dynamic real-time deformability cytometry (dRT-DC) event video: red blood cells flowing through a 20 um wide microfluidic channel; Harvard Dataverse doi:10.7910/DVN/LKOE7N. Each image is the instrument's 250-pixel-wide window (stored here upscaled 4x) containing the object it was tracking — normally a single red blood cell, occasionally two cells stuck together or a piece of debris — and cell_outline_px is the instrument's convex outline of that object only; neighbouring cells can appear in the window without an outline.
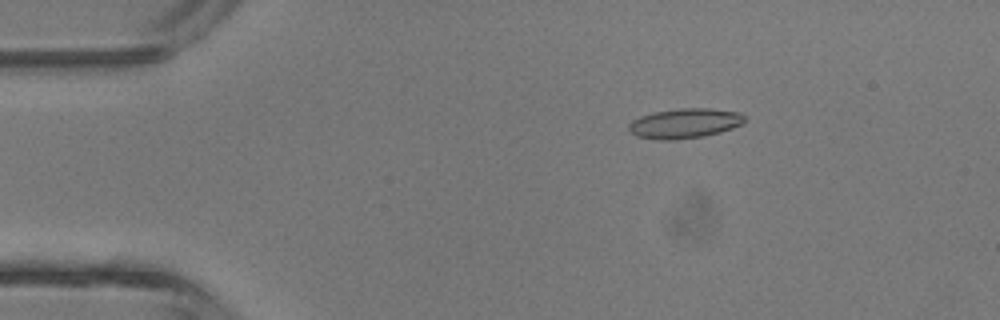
{"species": "common noctule bat (a hibernating species)", "species_latin": "Nyctalus noctula", "temperature_condition": "room temperature", "stored_images_in_passage": 6, "camera_frame_rate_fps": 3000, "um_per_image_px": 0.085, "animal": {"sex": "male", "body_mass_g": 13.3}, "frame": {"image": 1, "passage_image": 3, "time_ms": 2.333, "image_size_px": [1000, 320], "cell_outline_px": [[748, 120], [732, 128], [720, 132], [704, 136], [676, 140], [660, 140], [636, 136], [628, 128], [628, 124], [632, 120], [640, 116], [656, 112], [680, 108], [708, 108], [740, 112]], "centroid_in_image_um": [58.21, 10.48], "position_along_channel_um": 26.8, "area_um2": 20.17}}
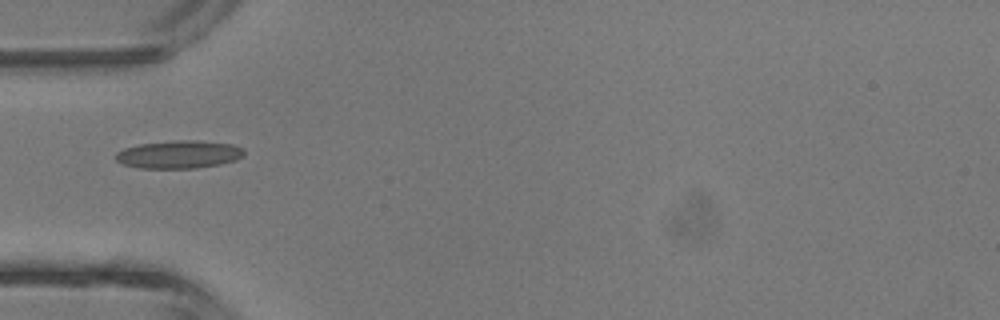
{"frame": {"image": 2, "passage_image": 5, "time_ms": 4.667, "image_size_px": [1000, 320], "cell_outline_px": [[244, 156], [236, 160], [220, 164], [196, 168], [140, 168], [124, 164], [116, 160], [116, 152], [124, 148], [140, 144], [180, 140], [196, 140], [232, 144], [244, 148]], "centroid_in_image_um": [15.24, 13.12], "position_along_channel_um": 69.8, "area_um2": 20.81}}
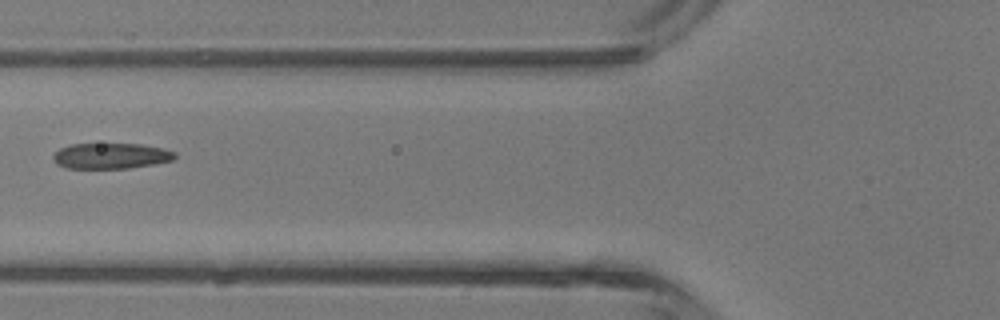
{"frame": {"image": 3, "passage_image": 6, "time_ms": 5.667, "image_size_px": [1000, 320], "cell_outline_px": [[176, 156], [172, 160], [152, 164], [128, 168], [64, 168], [56, 164], [52, 160], [52, 156], [60, 148], [72, 144], [140, 144], [164, 148], [176, 152]], "centroid_in_image_um": [9.4, 13.25], "position_along_channel_um": 116.4, "area_um2": 18.21}}